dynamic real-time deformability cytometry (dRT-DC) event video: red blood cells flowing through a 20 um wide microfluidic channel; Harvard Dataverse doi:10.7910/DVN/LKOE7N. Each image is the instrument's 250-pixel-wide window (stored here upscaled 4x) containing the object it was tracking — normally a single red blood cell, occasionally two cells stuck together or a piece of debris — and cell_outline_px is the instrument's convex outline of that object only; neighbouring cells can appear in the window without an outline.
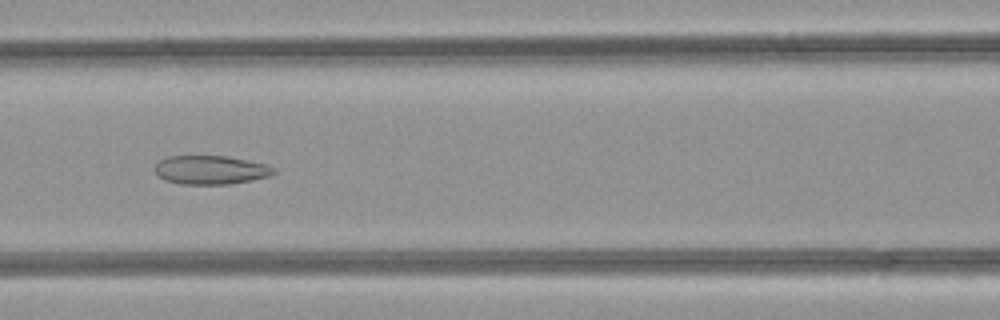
{"species": "common noctule bat (a hibernating species)", "species_latin": "Nyctalus noctula", "temperature_condition": "room temperature", "stored_images_in_passage": 35, "camera_frame_rate_fps": 3000, "um_per_image_px": 0.085, "animal": {"sex": "female", "body_mass_g": 21.9}, "frame": {"image": 1, "passage_image": 7, "time_ms": 2.0, "image_size_px": [1000, 320], "cell_outline_px": [[276, 172], [268, 176], [252, 180], [232, 184], [180, 184], [164, 180], [152, 168], [160, 160], [168, 156], [228, 156], [268, 164], [276, 168]], "centroid_in_image_um": [17.92, 14.44], "position_along_channel_um": 148.7, "area_um2": 20.11}}
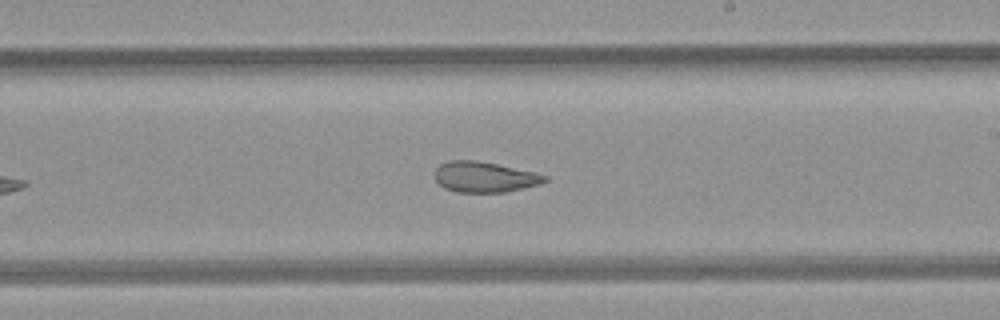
{"frame": {"image": 2, "passage_image": 14, "time_ms": 4.333, "image_size_px": [1000, 320], "cell_outline_px": [[548, 180], [540, 184], [504, 192], [456, 192], [444, 188], [436, 180], [436, 168], [440, 164], [448, 160], [476, 160], [536, 172], [548, 176]], "centroid_in_image_um": [41.19, 15.04], "position_along_channel_um": 247.8, "area_um2": 19.54}}
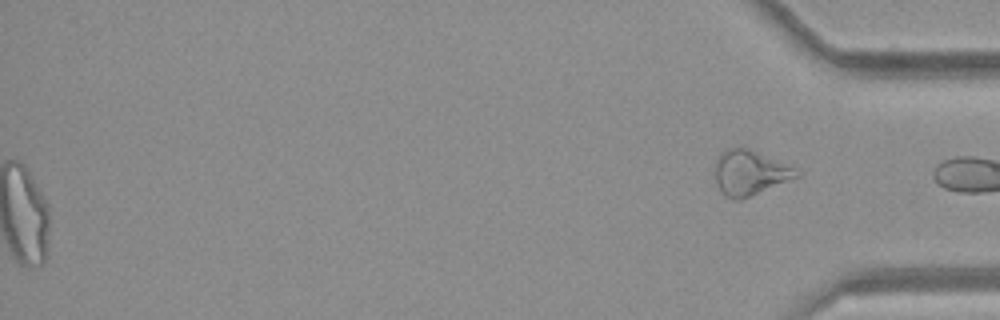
{"frame": {"image": 3, "passage_image": 35, "time_ms": 11.333, "image_size_px": [1000, 320], "cell_outline_px": [[800, 176], [740, 200], [732, 200], [724, 196], [712, 172], [716, 160], [720, 152], [736, 144], [744, 144], [800, 172]], "centroid_in_image_um": [63.65, 14.63], "position_along_channel_um": 371.5, "area_um2": 21.79}, "authors_computed_cell_mechanics": {"area_um2": 21.6172, "velocity_mm_per_s": 4.2607, "shape_relaxation_time_tau1_ms": null, "shape_relaxation_time_tau2_ms": 2.5707, "deformation_change_tau1": null, "deformation_change_tau2": 0.0972}}